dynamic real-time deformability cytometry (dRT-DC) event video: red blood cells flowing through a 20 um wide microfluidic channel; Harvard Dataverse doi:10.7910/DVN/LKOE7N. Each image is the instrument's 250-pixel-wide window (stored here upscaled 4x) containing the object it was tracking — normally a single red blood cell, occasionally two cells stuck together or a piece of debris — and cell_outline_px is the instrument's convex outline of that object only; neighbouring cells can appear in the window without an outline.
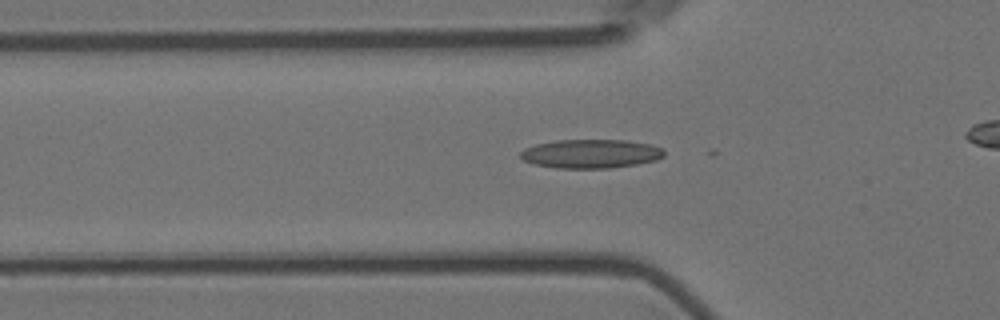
{"species": "Egyptian fruit bat (a non-hibernating species)", "species_latin": "Rousettus aegyptiacus", "temperature_condition": "room temperature", "stored_images_in_passage": 25, "camera_frame_rate_fps": 3000, "um_per_image_px": 0.085, "animal": {"sex": "female"}, "frame": {"image": 1, "passage_image": 19, "time_ms": 6.0, "image_size_px": [1000, 320], "cell_outline_px": [[664, 156], [656, 160], [636, 164], [608, 168], [556, 168], [532, 164], [524, 160], [520, 156], [520, 152], [524, 148], [536, 144], [556, 140], [628, 140], [652, 144], [664, 148]], "centroid_in_image_um": [50.23, 13.06], "position_along_channel_um": 75.6, "area_um2": 24.33}}
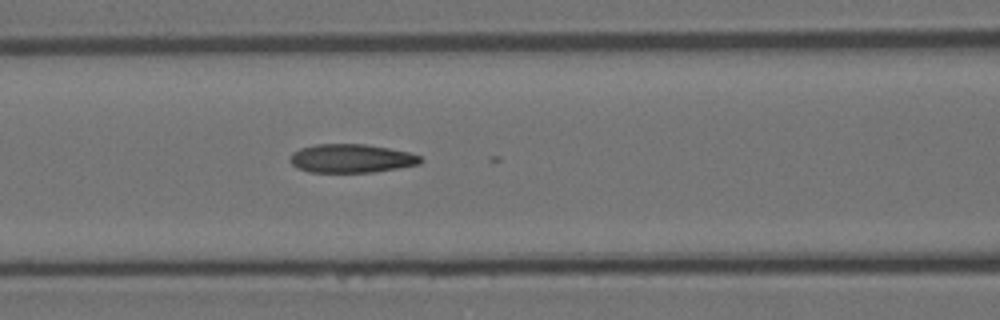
{"frame": {"image": 2, "passage_image": 24, "time_ms": 7.667, "image_size_px": [1000, 320], "cell_outline_px": [[424, 160], [420, 164], [400, 168], [372, 172], [308, 172], [292, 164], [288, 160], [292, 152], [300, 148], [316, 144], [364, 144], [388, 148], [408, 152], [420, 156]], "centroid_in_image_um": [29.86, 13.46], "position_along_channel_um": 136.7, "area_um2": 21.79}}